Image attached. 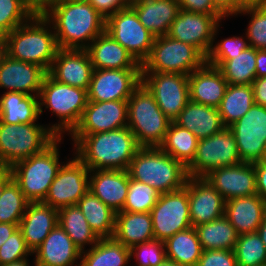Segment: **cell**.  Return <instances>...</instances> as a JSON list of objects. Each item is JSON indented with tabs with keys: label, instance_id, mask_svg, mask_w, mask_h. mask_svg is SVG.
Instances as JSON below:
<instances>
[{
	"label": "cell",
	"instance_id": "1",
	"mask_svg": "<svg viewBox=\"0 0 266 266\" xmlns=\"http://www.w3.org/2000/svg\"><path fill=\"white\" fill-rule=\"evenodd\" d=\"M41 13L52 24L60 49H86L105 32L106 19L87 1L52 0Z\"/></svg>",
	"mask_w": 266,
	"mask_h": 266
},
{
	"label": "cell",
	"instance_id": "2",
	"mask_svg": "<svg viewBox=\"0 0 266 266\" xmlns=\"http://www.w3.org/2000/svg\"><path fill=\"white\" fill-rule=\"evenodd\" d=\"M76 157L89 170H127L141 148L128 127L88 135H70Z\"/></svg>",
	"mask_w": 266,
	"mask_h": 266
},
{
	"label": "cell",
	"instance_id": "3",
	"mask_svg": "<svg viewBox=\"0 0 266 266\" xmlns=\"http://www.w3.org/2000/svg\"><path fill=\"white\" fill-rule=\"evenodd\" d=\"M51 26L41 12H36L27 22L5 35L6 54L16 60L37 64L48 72L59 49Z\"/></svg>",
	"mask_w": 266,
	"mask_h": 266
},
{
	"label": "cell",
	"instance_id": "4",
	"mask_svg": "<svg viewBox=\"0 0 266 266\" xmlns=\"http://www.w3.org/2000/svg\"><path fill=\"white\" fill-rule=\"evenodd\" d=\"M129 177L148 184L160 194L182 189L187 168L159 147H141L127 169Z\"/></svg>",
	"mask_w": 266,
	"mask_h": 266
},
{
	"label": "cell",
	"instance_id": "5",
	"mask_svg": "<svg viewBox=\"0 0 266 266\" xmlns=\"http://www.w3.org/2000/svg\"><path fill=\"white\" fill-rule=\"evenodd\" d=\"M61 140L62 137H57L42 152L20 160L9 168L13 180L29 202L45 200L50 185L62 166L58 151Z\"/></svg>",
	"mask_w": 266,
	"mask_h": 266
},
{
	"label": "cell",
	"instance_id": "6",
	"mask_svg": "<svg viewBox=\"0 0 266 266\" xmlns=\"http://www.w3.org/2000/svg\"><path fill=\"white\" fill-rule=\"evenodd\" d=\"M128 102L127 127L141 147H159L172 122L159 108L154 95L141 83Z\"/></svg>",
	"mask_w": 266,
	"mask_h": 266
},
{
	"label": "cell",
	"instance_id": "7",
	"mask_svg": "<svg viewBox=\"0 0 266 266\" xmlns=\"http://www.w3.org/2000/svg\"><path fill=\"white\" fill-rule=\"evenodd\" d=\"M88 103L86 89L73 87L60 83L48 73L44 77L39 95L40 114L43 113V105L49 108L58 118L60 123L50 127L57 136L62 137L65 131L72 132L80 121Z\"/></svg>",
	"mask_w": 266,
	"mask_h": 266
},
{
	"label": "cell",
	"instance_id": "8",
	"mask_svg": "<svg viewBox=\"0 0 266 266\" xmlns=\"http://www.w3.org/2000/svg\"><path fill=\"white\" fill-rule=\"evenodd\" d=\"M57 136L36 123L7 124L0 121V168L42 152Z\"/></svg>",
	"mask_w": 266,
	"mask_h": 266
},
{
	"label": "cell",
	"instance_id": "9",
	"mask_svg": "<svg viewBox=\"0 0 266 266\" xmlns=\"http://www.w3.org/2000/svg\"><path fill=\"white\" fill-rule=\"evenodd\" d=\"M205 62L206 57L196 47L164 35L155 37L141 71L190 75Z\"/></svg>",
	"mask_w": 266,
	"mask_h": 266
},
{
	"label": "cell",
	"instance_id": "10",
	"mask_svg": "<svg viewBox=\"0 0 266 266\" xmlns=\"http://www.w3.org/2000/svg\"><path fill=\"white\" fill-rule=\"evenodd\" d=\"M150 215L154 238L159 241L165 242L177 232L191 228L188 181L182 189L161 193Z\"/></svg>",
	"mask_w": 266,
	"mask_h": 266
},
{
	"label": "cell",
	"instance_id": "11",
	"mask_svg": "<svg viewBox=\"0 0 266 266\" xmlns=\"http://www.w3.org/2000/svg\"><path fill=\"white\" fill-rule=\"evenodd\" d=\"M241 163L237 144L229 128L200 139L192 163L187 167L191 177H205L212 170Z\"/></svg>",
	"mask_w": 266,
	"mask_h": 266
},
{
	"label": "cell",
	"instance_id": "12",
	"mask_svg": "<svg viewBox=\"0 0 266 266\" xmlns=\"http://www.w3.org/2000/svg\"><path fill=\"white\" fill-rule=\"evenodd\" d=\"M105 32L120 43L140 65L150 55L156 37L141 24L131 7L109 16Z\"/></svg>",
	"mask_w": 266,
	"mask_h": 266
},
{
	"label": "cell",
	"instance_id": "13",
	"mask_svg": "<svg viewBox=\"0 0 266 266\" xmlns=\"http://www.w3.org/2000/svg\"><path fill=\"white\" fill-rule=\"evenodd\" d=\"M228 128L234 135L241 162L256 163L265 159L266 107L253 104Z\"/></svg>",
	"mask_w": 266,
	"mask_h": 266
},
{
	"label": "cell",
	"instance_id": "14",
	"mask_svg": "<svg viewBox=\"0 0 266 266\" xmlns=\"http://www.w3.org/2000/svg\"><path fill=\"white\" fill-rule=\"evenodd\" d=\"M142 83L154 95L160 110L172 121L190 101L188 75L142 72Z\"/></svg>",
	"mask_w": 266,
	"mask_h": 266
},
{
	"label": "cell",
	"instance_id": "15",
	"mask_svg": "<svg viewBox=\"0 0 266 266\" xmlns=\"http://www.w3.org/2000/svg\"><path fill=\"white\" fill-rule=\"evenodd\" d=\"M221 19H224L223 15H207L180 10L167 36L191 44L207 57L213 46Z\"/></svg>",
	"mask_w": 266,
	"mask_h": 266
},
{
	"label": "cell",
	"instance_id": "16",
	"mask_svg": "<svg viewBox=\"0 0 266 266\" xmlns=\"http://www.w3.org/2000/svg\"><path fill=\"white\" fill-rule=\"evenodd\" d=\"M89 173V168L75 156L61 166L43 203L57 210L77 205L89 190Z\"/></svg>",
	"mask_w": 266,
	"mask_h": 266
},
{
	"label": "cell",
	"instance_id": "17",
	"mask_svg": "<svg viewBox=\"0 0 266 266\" xmlns=\"http://www.w3.org/2000/svg\"><path fill=\"white\" fill-rule=\"evenodd\" d=\"M141 83V69H94L87 91L88 101L128 100Z\"/></svg>",
	"mask_w": 266,
	"mask_h": 266
},
{
	"label": "cell",
	"instance_id": "18",
	"mask_svg": "<svg viewBox=\"0 0 266 266\" xmlns=\"http://www.w3.org/2000/svg\"><path fill=\"white\" fill-rule=\"evenodd\" d=\"M127 100L88 101L79 123L70 135H88L127 127Z\"/></svg>",
	"mask_w": 266,
	"mask_h": 266
},
{
	"label": "cell",
	"instance_id": "19",
	"mask_svg": "<svg viewBox=\"0 0 266 266\" xmlns=\"http://www.w3.org/2000/svg\"><path fill=\"white\" fill-rule=\"evenodd\" d=\"M205 178L225 201L257 194L254 163L241 162L220 167L212 170Z\"/></svg>",
	"mask_w": 266,
	"mask_h": 266
},
{
	"label": "cell",
	"instance_id": "20",
	"mask_svg": "<svg viewBox=\"0 0 266 266\" xmlns=\"http://www.w3.org/2000/svg\"><path fill=\"white\" fill-rule=\"evenodd\" d=\"M93 65L86 49H58L47 72L56 81L88 91Z\"/></svg>",
	"mask_w": 266,
	"mask_h": 266
},
{
	"label": "cell",
	"instance_id": "21",
	"mask_svg": "<svg viewBox=\"0 0 266 266\" xmlns=\"http://www.w3.org/2000/svg\"><path fill=\"white\" fill-rule=\"evenodd\" d=\"M188 198L192 227L224 215L225 200L205 177L188 176Z\"/></svg>",
	"mask_w": 266,
	"mask_h": 266
},
{
	"label": "cell",
	"instance_id": "22",
	"mask_svg": "<svg viewBox=\"0 0 266 266\" xmlns=\"http://www.w3.org/2000/svg\"><path fill=\"white\" fill-rule=\"evenodd\" d=\"M47 71L41 66L16 60L5 54L0 62V88L8 92L40 95ZM32 92V93H31Z\"/></svg>",
	"mask_w": 266,
	"mask_h": 266
},
{
	"label": "cell",
	"instance_id": "23",
	"mask_svg": "<svg viewBox=\"0 0 266 266\" xmlns=\"http://www.w3.org/2000/svg\"><path fill=\"white\" fill-rule=\"evenodd\" d=\"M228 85L219 68L205 62L188 75L189 99L218 108Z\"/></svg>",
	"mask_w": 266,
	"mask_h": 266
},
{
	"label": "cell",
	"instance_id": "24",
	"mask_svg": "<svg viewBox=\"0 0 266 266\" xmlns=\"http://www.w3.org/2000/svg\"><path fill=\"white\" fill-rule=\"evenodd\" d=\"M128 189L127 170H90L89 191L114 212L123 209Z\"/></svg>",
	"mask_w": 266,
	"mask_h": 266
},
{
	"label": "cell",
	"instance_id": "25",
	"mask_svg": "<svg viewBox=\"0 0 266 266\" xmlns=\"http://www.w3.org/2000/svg\"><path fill=\"white\" fill-rule=\"evenodd\" d=\"M57 225V209L43 202H29L20 220L19 229L26 246L33 253Z\"/></svg>",
	"mask_w": 266,
	"mask_h": 266
},
{
	"label": "cell",
	"instance_id": "26",
	"mask_svg": "<svg viewBox=\"0 0 266 266\" xmlns=\"http://www.w3.org/2000/svg\"><path fill=\"white\" fill-rule=\"evenodd\" d=\"M34 253L35 266H75L76 260L81 259V251L59 224L32 254Z\"/></svg>",
	"mask_w": 266,
	"mask_h": 266
},
{
	"label": "cell",
	"instance_id": "27",
	"mask_svg": "<svg viewBox=\"0 0 266 266\" xmlns=\"http://www.w3.org/2000/svg\"><path fill=\"white\" fill-rule=\"evenodd\" d=\"M94 69H141L134 57L107 32L86 48Z\"/></svg>",
	"mask_w": 266,
	"mask_h": 266
},
{
	"label": "cell",
	"instance_id": "28",
	"mask_svg": "<svg viewBox=\"0 0 266 266\" xmlns=\"http://www.w3.org/2000/svg\"><path fill=\"white\" fill-rule=\"evenodd\" d=\"M224 216L238 235L257 232L264 218V200L258 195L225 201Z\"/></svg>",
	"mask_w": 266,
	"mask_h": 266
},
{
	"label": "cell",
	"instance_id": "29",
	"mask_svg": "<svg viewBox=\"0 0 266 266\" xmlns=\"http://www.w3.org/2000/svg\"><path fill=\"white\" fill-rule=\"evenodd\" d=\"M131 8L141 24L156 37L168 34L181 10L178 0H142Z\"/></svg>",
	"mask_w": 266,
	"mask_h": 266
},
{
	"label": "cell",
	"instance_id": "30",
	"mask_svg": "<svg viewBox=\"0 0 266 266\" xmlns=\"http://www.w3.org/2000/svg\"><path fill=\"white\" fill-rule=\"evenodd\" d=\"M193 133L199 140L221 132L225 127L218 108L189 101L173 120Z\"/></svg>",
	"mask_w": 266,
	"mask_h": 266
},
{
	"label": "cell",
	"instance_id": "31",
	"mask_svg": "<svg viewBox=\"0 0 266 266\" xmlns=\"http://www.w3.org/2000/svg\"><path fill=\"white\" fill-rule=\"evenodd\" d=\"M113 238L127 248L155 239L150 213L127 211L116 213Z\"/></svg>",
	"mask_w": 266,
	"mask_h": 266
},
{
	"label": "cell",
	"instance_id": "32",
	"mask_svg": "<svg viewBox=\"0 0 266 266\" xmlns=\"http://www.w3.org/2000/svg\"><path fill=\"white\" fill-rule=\"evenodd\" d=\"M39 115V96L7 91L0 98V121L3 123H35Z\"/></svg>",
	"mask_w": 266,
	"mask_h": 266
},
{
	"label": "cell",
	"instance_id": "33",
	"mask_svg": "<svg viewBox=\"0 0 266 266\" xmlns=\"http://www.w3.org/2000/svg\"><path fill=\"white\" fill-rule=\"evenodd\" d=\"M222 72L224 79L232 85H252L256 78V49L249 46L230 60H206Z\"/></svg>",
	"mask_w": 266,
	"mask_h": 266
},
{
	"label": "cell",
	"instance_id": "34",
	"mask_svg": "<svg viewBox=\"0 0 266 266\" xmlns=\"http://www.w3.org/2000/svg\"><path fill=\"white\" fill-rule=\"evenodd\" d=\"M77 206L99 238H113L116 212L89 190L80 198Z\"/></svg>",
	"mask_w": 266,
	"mask_h": 266
},
{
	"label": "cell",
	"instance_id": "35",
	"mask_svg": "<svg viewBox=\"0 0 266 266\" xmlns=\"http://www.w3.org/2000/svg\"><path fill=\"white\" fill-rule=\"evenodd\" d=\"M203 251L231 250L234 251L238 233L229 220L222 217L194 227Z\"/></svg>",
	"mask_w": 266,
	"mask_h": 266
},
{
	"label": "cell",
	"instance_id": "36",
	"mask_svg": "<svg viewBox=\"0 0 266 266\" xmlns=\"http://www.w3.org/2000/svg\"><path fill=\"white\" fill-rule=\"evenodd\" d=\"M81 258L80 266H126L131 260L130 248L114 238H100Z\"/></svg>",
	"mask_w": 266,
	"mask_h": 266
},
{
	"label": "cell",
	"instance_id": "37",
	"mask_svg": "<svg viewBox=\"0 0 266 266\" xmlns=\"http://www.w3.org/2000/svg\"><path fill=\"white\" fill-rule=\"evenodd\" d=\"M198 141L193 133L172 121L159 148L187 168L194 160Z\"/></svg>",
	"mask_w": 266,
	"mask_h": 266
},
{
	"label": "cell",
	"instance_id": "38",
	"mask_svg": "<svg viewBox=\"0 0 266 266\" xmlns=\"http://www.w3.org/2000/svg\"><path fill=\"white\" fill-rule=\"evenodd\" d=\"M164 244L166 258L184 266H197L203 252L194 227L177 232Z\"/></svg>",
	"mask_w": 266,
	"mask_h": 266
},
{
	"label": "cell",
	"instance_id": "39",
	"mask_svg": "<svg viewBox=\"0 0 266 266\" xmlns=\"http://www.w3.org/2000/svg\"><path fill=\"white\" fill-rule=\"evenodd\" d=\"M58 224L81 252L86 244L94 246L100 239L77 205L59 209Z\"/></svg>",
	"mask_w": 266,
	"mask_h": 266
},
{
	"label": "cell",
	"instance_id": "40",
	"mask_svg": "<svg viewBox=\"0 0 266 266\" xmlns=\"http://www.w3.org/2000/svg\"><path fill=\"white\" fill-rule=\"evenodd\" d=\"M254 104L252 85L229 84L218 107L225 128L239 120Z\"/></svg>",
	"mask_w": 266,
	"mask_h": 266
},
{
	"label": "cell",
	"instance_id": "41",
	"mask_svg": "<svg viewBox=\"0 0 266 266\" xmlns=\"http://www.w3.org/2000/svg\"><path fill=\"white\" fill-rule=\"evenodd\" d=\"M29 201L13 178L4 186L0 197V223L20 224Z\"/></svg>",
	"mask_w": 266,
	"mask_h": 266
},
{
	"label": "cell",
	"instance_id": "42",
	"mask_svg": "<svg viewBox=\"0 0 266 266\" xmlns=\"http://www.w3.org/2000/svg\"><path fill=\"white\" fill-rule=\"evenodd\" d=\"M234 253L237 266H261L266 264V248L257 232L239 235Z\"/></svg>",
	"mask_w": 266,
	"mask_h": 266
},
{
	"label": "cell",
	"instance_id": "43",
	"mask_svg": "<svg viewBox=\"0 0 266 266\" xmlns=\"http://www.w3.org/2000/svg\"><path fill=\"white\" fill-rule=\"evenodd\" d=\"M159 195L152 186L129 177L128 194L121 211L150 213Z\"/></svg>",
	"mask_w": 266,
	"mask_h": 266
},
{
	"label": "cell",
	"instance_id": "44",
	"mask_svg": "<svg viewBox=\"0 0 266 266\" xmlns=\"http://www.w3.org/2000/svg\"><path fill=\"white\" fill-rule=\"evenodd\" d=\"M35 13L24 0H0V32L4 35L10 33Z\"/></svg>",
	"mask_w": 266,
	"mask_h": 266
},
{
	"label": "cell",
	"instance_id": "45",
	"mask_svg": "<svg viewBox=\"0 0 266 266\" xmlns=\"http://www.w3.org/2000/svg\"><path fill=\"white\" fill-rule=\"evenodd\" d=\"M241 13L251 15V21H249L246 32V41L249 46L257 50H266V8L261 6L247 7L239 14Z\"/></svg>",
	"mask_w": 266,
	"mask_h": 266
},
{
	"label": "cell",
	"instance_id": "46",
	"mask_svg": "<svg viewBox=\"0 0 266 266\" xmlns=\"http://www.w3.org/2000/svg\"><path fill=\"white\" fill-rule=\"evenodd\" d=\"M135 256L137 266H158L166 258L163 241L153 239L130 248V257Z\"/></svg>",
	"mask_w": 266,
	"mask_h": 266
},
{
	"label": "cell",
	"instance_id": "47",
	"mask_svg": "<svg viewBox=\"0 0 266 266\" xmlns=\"http://www.w3.org/2000/svg\"><path fill=\"white\" fill-rule=\"evenodd\" d=\"M31 253L18 228L0 247V266L26 259Z\"/></svg>",
	"mask_w": 266,
	"mask_h": 266
},
{
	"label": "cell",
	"instance_id": "48",
	"mask_svg": "<svg viewBox=\"0 0 266 266\" xmlns=\"http://www.w3.org/2000/svg\"><path fill=\"white\" fill-rule=\"evenodd\" d=\"M249 47L248 42L244 38L233 36L231 38H226L221 40V42L212 46L210 52L208 53L206 60H230L232 56L241 53Z\"/></svg>",
	"mask_w": 266,
	"mask_h": 266
},
{
	"label": "cell",
	"instance_id": "49",
	"mask_svg": "<svg viewBox=\"0 0 266 266\" xmlns=\"http://www.w3.org/2000/svg\"><path fill=\"white\" fill-rule=\"evenodd\" d=\"M197 266H237L234 251L231 250H205Z\"/></svg>",
	"mask_w": 266,
	"mask_h": 266
},
{
	"label": "cell",
	"instance_id": "50",
	"mask_svg": "<svg viewBox=\"0 0 266 266\" xmlns=\"http://www.w3.org/2000/svg\"><path fill=\"white\" fill-rule=\"evenodd\" d=\"M181 10L204 13L207 15H222L211 0H178Z\"/></svg>",
	"mask_w": 266,
	"mask_h": 266
},
{
	"label": "cell",
	"instance_id": "51",
	"mask_svg": "<svg viewBox=\"0 0 266 266\" xmlns=\"http://www.w3.org/2000/svg\"><path fill=\"white\" fill-rule=\"evenodd\" d=\"M87 2L105 19L127 8L124 0H87Z\"/></svg>",
	"mask_w": 266,
	"mask_h": 266
},
{
	"label": "cell",
	"instance_id": "52",
	"mask_svg": "<svg viewBox=\"0 0 266 266\" xmlns=\"http://www.w3.org/2000/svg\"><path fill=\"white\" fill-rule=\"evenodd\" d=\"M256 172L257 194L266 200V159L254 163Z\"/></svg>",
	"mask_w": 266,
	"mask_h": 266
},
{
	"label": "cell",
	"instance_id": "53",
	"mask_svg": "<svg viewBox=\"0 0 266 266\" xmlns=\"http://www.w3.org/2000/svg\"><path fill=\"white\" fill-rule=\"evenodd\" d=\"M213 6L224 16L239 14V0H211Z\"/></svg>",
	"mask_w": 266,
	"mask_h": 266
},
{
	"label": "cell",
	"instance_id": "54",
	"mask_svg": "<svg viewBox=\"0 0 266 266\" xmlns=\"http://www.w3.org/2000/svg\"><path fill=\"white\" fill-rule=\"evenodd\" d=\"M252 88L254 104L266 107V77L255 78Z\"/></svg>",
	"mask_w": 266,
	"mask_h": 266
},
{
	"label": "cell",
	"instance_id": "55",
	"mask_svg": "<svg viewBox=\"0 0 266 266\" xmlns=\"http://www.w3.org/2000/svg\"><path fill=\"white\" fill-rule=\"evenodd\" d=\"M266 77V50L256 49V78Z\"/></svg>",
	"mask_w": 266,
	"mask_h": 266
},
{
	"label": "cell",
	"instance_id": "56",
	"mask_svg": "<svg viewBox=\"0 0 266 266\" xmlns=\"http://www.w3.org/2000/svg\"><path fill=\"white\" fill-rule=\"evenodd\" d=\"M19 228V225L10 223H0V247Z\"/></svg>",
	"mask_w": 266,
	"mask_h": 266
},
{
	"label": "cell",
	"instance_id": "57",
	"mask_svg": "<svg viewBox=\"0 0 266 266\" xmlns=\"http://www.w3.org/2000/svg\"><path fill=\"white\" fill-rule=\"evenodd\" d=\"M36 12H42L52 0H24Z\"/></svg>",
	"mask_w": 266,
	"mask_h": 266
},
{
	"label": "cell",
	"instance_id": "58",
	"mask_svg": "<svg viewBox=\"0 0 266 266\" xmlns=\"http://www.w3.org/2000/svg\"><path fill=\"white\" fill-rule=\"evenodd\" d=\"M12 179V174L9 169L0 168V197L4 186Z\"/></svg>",
	"mask_w": 266,
	"mask_h": 266
},
{
	"label": "cell",
	"instance_id": "59",
	"mask_svg": "<svg viewBox=\"0 0 266 266\" xmlns=\"http://www.w3.org/2000/svg\"><path fill=\"white\" fill-rule=\"evenodd\" d=\"M263 0H239V13L247 7L260 6Z\"/></svg>",
	"mask_w": 266,
	"mask_h": 266
},
{
	"label": "cell",
	"instance_id": "60",
	"mask_svg": "<svg viewBox=\"0 0 266 266\" xmlns=\"http://www.w3.org/2000/svg\"><path fill=\"white\" fill-rule=\"evenodd\" d=\"M257 233L260 236L266 248V219L265 218H263V221L261 222L259 228L257 229Z\"/></svg>",
	"mask_w": 266,
	"mask_h": 266
},
{
	"label": "cell",
	"instance_id": "61",
	"mask_svg": "<svg viewBox=\"0 0 266 266\" xmlns=\"http://www.w3.org/2000/svg\"><path fill=\"white\" fill-rule=\"evenodd\" d=\"M5 54H6V38L5 35H3L0 38V62Z\"/></svg>",
	"mask_w": 266,
	"mask_h": 266
},
{
	"label": "cell",
	"instance_id": "62",
	"mask_svg": "<svg viewBox=\"0 0 266 266\" xmlns=\"http://www.w3.org/2000/svg\"><path fill=\"white\" fill-rule=\"evenodd\" d=\"M2 266H29V264H28V259L26 258V259H22L20 261L12 262V263L5 264Z\"/></svg>",
	"mask_w": 266,
	"mask_h": 266
},
{
	"label": "cell",
	"instance_id": "63",
	"mask_svg": "<svg viewBox=\"0 0 266 266\" xmlns=\"http://www.w3.org/2000/svg\"><path fill=\"white\" fill-rule=\"evenodd\" d=\"M158 266H184V265L178 264L175 261L165 258L164 261Z\"/></svg>",
	"mask_w": 266,
	"mask_h": 266
},
{
	"label": "cell",
	"instance_id": "64",
	"mask_svg": "<svg viewBox=\"0 0 266 266\" xmlns=\"http://www.w3.org/2000/svg\"><path fill=\"white\" fill-rule=\"evenodd\" d=\"M142 0H124V3L127 7H131L137 3H140Z\"/></svg>",
	"mask_w": 266,
	"mask_h": 266
},
{
	"label": "cell",
	"instance_id": "65",
	"mask_svg": "<svg viewBox=\"0 0 266 266\" xmlns=\"http://www.w3.org/2000/svg\"><path fill=\"white\" fill-rule=\"evenodd\" d=\"M264 218L266 219V200H264Z\"/></svg>",
	"mask_w": 266,
	"mask_h": 266
},
{
	"label": "cell",
	"instance_id": "66",
	"mask_svg": "<svg viewBox=\"0 0 266 266\" xmlns=\"http://www.w3.org/2000/svg\"><path fill=\"white\" fill-rule=\"evenodd\" d=\"M260 6L266 8V0H263V3Z\"/></svg>",
	"mask_w": 266,
	"mask_h": 266
},
{
	"label": "cell",
	"instance_id": "67",
	"mask_svg": "<svg viewBox=\"0 0 266 266\" xmlns=\"http://www.w3.org/2000/svg\"><path fill=\"white\" fill-rule=\"evenodd\" d=\"M65 1H87V0H65Z\"/></svg>",
	"mask_w": 266,
	"mask_h": 266
},
{
	"label": "cell",
	"instance_id": "68",
	"mask_svg": "<svg viewBox=\"0 0 266 266\" xmlns=\"http://www.w3.org/2000/svg\"><path fill=\"white\" fill-rule=\"evenodd\" d=\"M265 159H266V140H265Z\"/></svg>",
	"mask_w": 266,
	"mask_h": 266
}]
</instances>
